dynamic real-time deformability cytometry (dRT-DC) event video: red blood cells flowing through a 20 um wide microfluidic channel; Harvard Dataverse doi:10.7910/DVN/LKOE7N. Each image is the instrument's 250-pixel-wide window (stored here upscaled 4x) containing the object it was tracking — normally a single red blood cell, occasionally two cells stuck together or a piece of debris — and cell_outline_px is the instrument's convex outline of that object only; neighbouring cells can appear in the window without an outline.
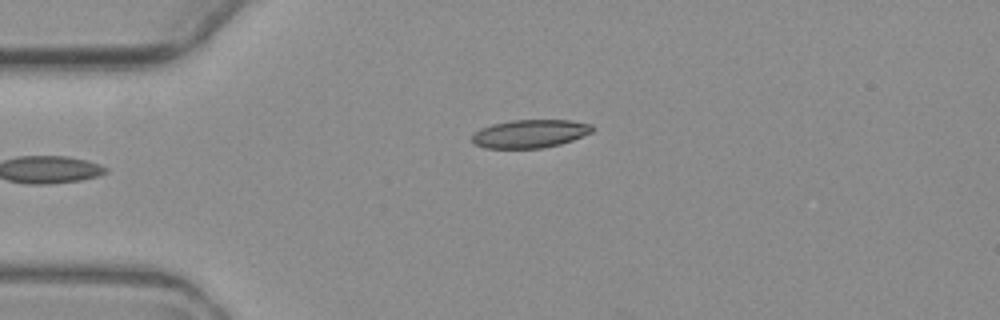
{"species": "common noctule bat (a hibernating species)", "species_latin": "Nyctalus noctula", "temperature_condition": "warm", "stored_images_in_passage": 4, "camera_frame_rate_fps": 3000, "um_per_image_px": 0.085, "animal": {"sex": "female", "body_mass_g": 19.3, "forearm_length_mm": 54.1}, "frame": {"image": 1, "passage_image": 4, "time_ms": 3.333, "image_size_px": [1000, 320], "cell_outline_px": [[596, 128], [592, 132], [572, 140], [560, 144], [544, 148], [484, 148], [476, 144], [472, 140], [472, 136], [480, 128], [492, 124], [512, 120], [568, 120], [592, 124]], "centroid_in_image_um": [45.08, 11.36], "position_along_channel_um": 39.9, "area_um2": 19.77}}